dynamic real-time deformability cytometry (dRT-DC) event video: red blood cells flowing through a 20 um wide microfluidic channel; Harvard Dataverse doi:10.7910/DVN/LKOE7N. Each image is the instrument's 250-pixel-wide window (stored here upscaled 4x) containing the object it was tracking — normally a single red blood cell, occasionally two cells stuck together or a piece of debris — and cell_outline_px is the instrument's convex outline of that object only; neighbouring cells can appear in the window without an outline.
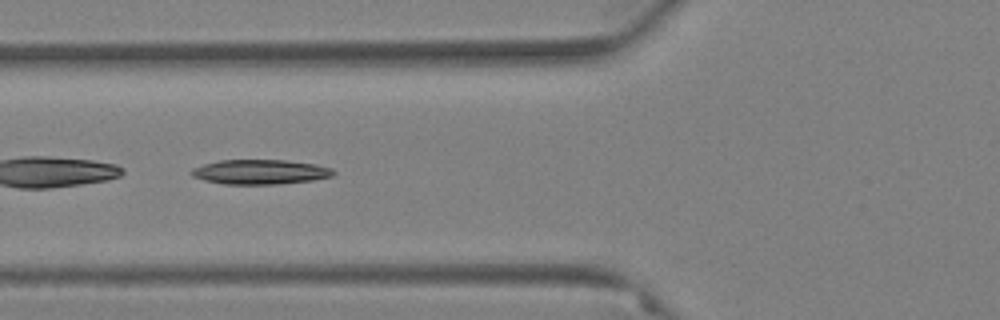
{"species": "Egyptian fruit bat (a non-hibernating species)", "species_latin": "Rousettus aegyptiacus", "temperature_condition": "warm", "stored_images_in_passage": 57, "segment_of_instrument_passage": [2, 2], "camera_frame_rate_fps": 3000, "um_per_image_px": 0.085, "animal": {"sex": "female"}, "frame": {"image": 1, "passage_image": 23, "time_ms": 7.333, "image_size_px": [1000, 320], "cell_outline_px": [[336, 172], [332, 176], [312, 180], [276, 184], [224, 184], [204, 180], [192, 176], [188, 172], [192, 168], [204, 164], [220, 160], [288, 160], [316, 164], [332, 168]], "centroid_in_image_um": [22.1, 14.61], "position_along_channel_um": 103.7, "area_um2": 20.46}}
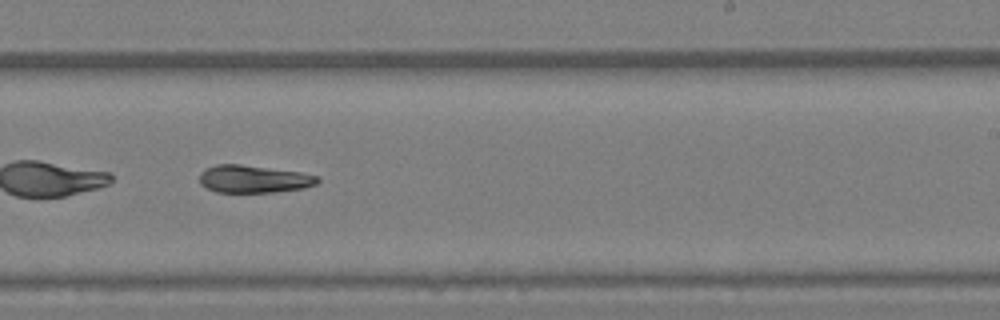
{"frame": {"image": 2, "passage_image": 37, "time_ms": 12.0, "image_size_px": [1000, 320], "cell_outline_px": [[320, 180], [316, 184], [304, 188], [276, 192], [216, 192], [200, 184], [200, 172], [216, 164], [240, 164], [300, 172], [320, 176]], "centroid_in_image_um": [21.59, 15.22], "position_along_channel_um": 267.4, "area_um2": 18.96}}
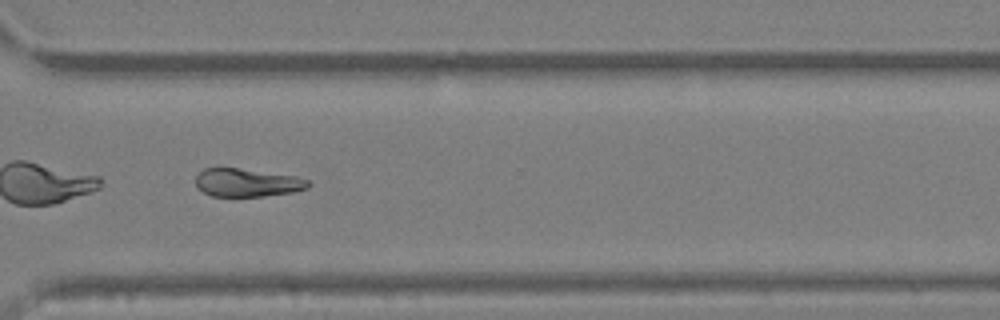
{"frame": {"image": 3, "passage_image": 44, "time_ms": 14.333, "image_size_px": [1000, 320], "cell_outline_px": [[312, 184], [308, 188], [292, 192], [264, 196], [212, 196], [204, 192], [196, 184], [196, 176], [204, 168], [236, 168], [296, 176], [308, 180]], "centroid_in_image_um": [21.03, 15.52], "position_along_channel_um": 349.6, "area_um2": 18.26}}